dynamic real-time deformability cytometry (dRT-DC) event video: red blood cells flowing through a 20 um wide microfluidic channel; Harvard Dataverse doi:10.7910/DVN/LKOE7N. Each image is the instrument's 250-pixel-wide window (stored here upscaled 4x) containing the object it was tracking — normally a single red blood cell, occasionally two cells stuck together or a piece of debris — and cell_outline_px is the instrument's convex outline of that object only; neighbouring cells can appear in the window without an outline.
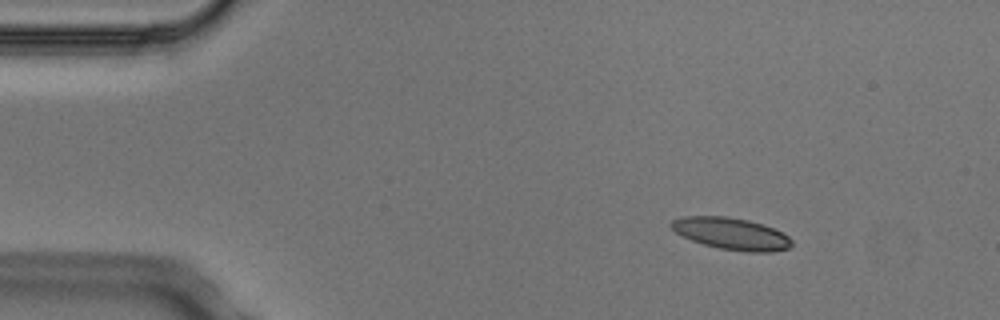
{"species": "Egyptian fruit bat (a non-hibernating species)", "species_latin": "Rousettus aegyptiacus", "temperature_condition": "cold", "stored_images_in_passage": 4, "camera_frame_rate_fps": 3000, "um_per_image_px": 0.085, "animal": {"sex": "male"}, "frame": {"image": 1, "passage_image": 1, "time_ms": 0.0, "image_size_px": [1000, 320], "cell_outline_px": [[792, 244], [788, 248], [772, 252], [748, 252], [720, 248], [704, 244], [692, 240], [676, 232], [668, 224], [672, 220], [684, 216], [728, 216], [748, 220], [764, 224], [788, 236], [792, 240]], "centroid_in_image_um": [62.16, 19.85], "position_along_channel_um": 22.8, "area_um2": 22.25}}